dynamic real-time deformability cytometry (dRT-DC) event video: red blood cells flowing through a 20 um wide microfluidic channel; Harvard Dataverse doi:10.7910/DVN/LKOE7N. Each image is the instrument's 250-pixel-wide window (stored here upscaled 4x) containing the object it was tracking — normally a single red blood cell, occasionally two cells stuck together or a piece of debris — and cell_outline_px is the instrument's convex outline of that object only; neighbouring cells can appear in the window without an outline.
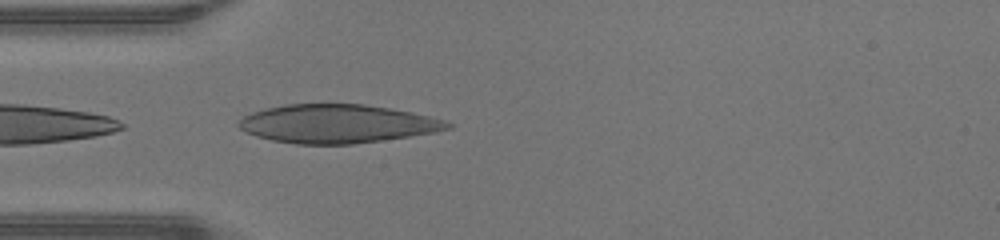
{"species": "human", "species_latin": "Homo sapiens", "temperature_condition": "warm", "stored_images_in_passage": 34, "camera_frame_rate_fps": 3000, "um_per_image_px": 0.085, "donor": {"sex": "male"}, "frame": {"image": 1, "passage_image": 1, "time_ms": 0.0, "image_size_px": [1000, 240], "cell_outline_px": [[452, 128], [436, 132], [352, 144], [296, 144], [272, 140], [256, 136], [240, 128], [236, 124], [244, 116], [252, 112], [264, 108], [288, 104], [364, 104], [388, 108], [428, 116], [444, 120], [452, 124]], "centroid_in_image_um": [28.63, 10.52], "position_along_channel_um": 56.4, "area_um2": 46.53}}
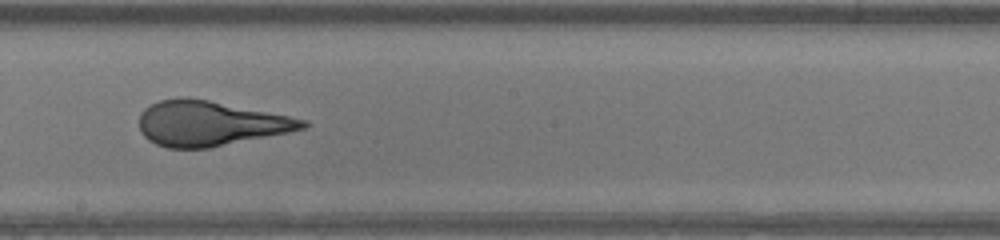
{"frame": {"image": 2, "passage_image": 13, "time_ms": 4.0, "image_size_px": [1000, 240], "cell_outline_px": [[308, 124], [304, 128], [288, 132], [208, 148], [168, 148], [156, 144], [148, 140], [140, 132], [140, 112], [144, 108], [160, 100], [184, 96], [188, 96], [308, 120]], "centroid_in_image_um": [17.8, 10.48], "position_along_channel_um": 230.4, "area_um2": 42.48}}
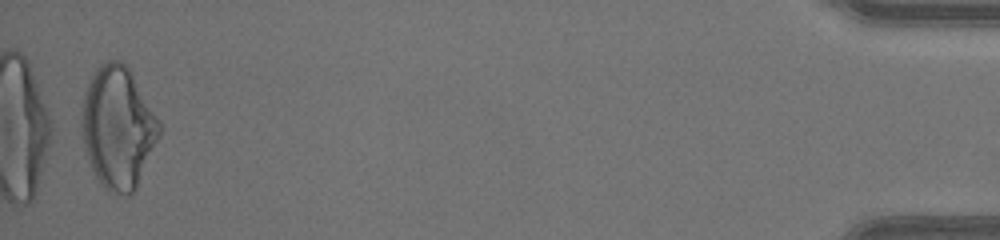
{"frame": {"image": 3, "passage_image": 33, "time_ms": 10.667, "image_size_px": [1000, 240], "cell_outline_px": [[164, 128], [136, 188], [128, 196], [124, 196], [108, 192], [100, 184], [92, 172], [80, 132], [80, 116], [84, 92], [96, 68], [100, 64], [108, 60], [120, 60], [132, 72]], "centroid_in_image_um": [10.02, 10.86], "position_along_channel_um": 425.2, "area_um2": 56.01}}